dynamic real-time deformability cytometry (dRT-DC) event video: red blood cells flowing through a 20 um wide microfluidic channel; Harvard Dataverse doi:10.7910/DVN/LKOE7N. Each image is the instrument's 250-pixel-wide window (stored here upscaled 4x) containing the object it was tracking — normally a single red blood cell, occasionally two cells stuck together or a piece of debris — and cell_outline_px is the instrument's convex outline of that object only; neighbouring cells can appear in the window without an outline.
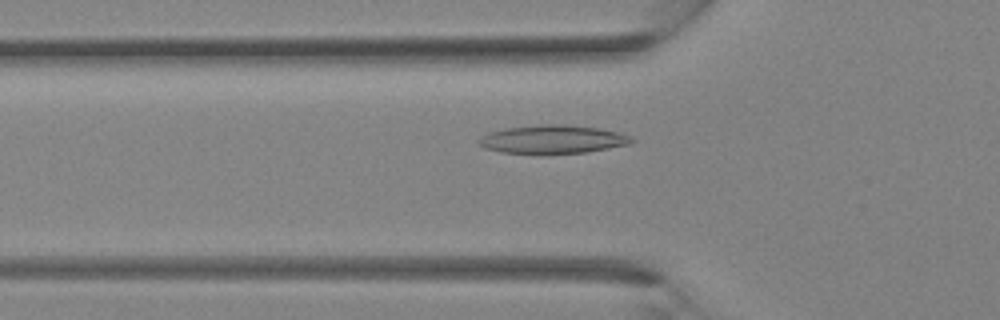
{"species": "Egyptian fruit bat (a non-hibernating species)", "species_latin": "Rousettus aegyptiacus", "temperature_condition": "room temperature", "stored_images_in_passage": 26, "camera_frame_rate_fps": 3000, "um_per_image_px": 0.085, "animal": {"sex": "female"}, "frame": {"image": 1, "passage_image": 3, "time_ms": 0.667, "image_size_px": [1000, 320], "cell_outline_px": [[636, 140], [632, 144], [588, 152], [544, 156], [536, 156], [500, 152], [484, 148], [476, 140], [480, 136], [488, 132], [508, 128], [540, 124], [564, 124], [596, 128], [616, 132], [632, 136]], "centroid_in_image_um": [46.95, 11.89], "position_along_channel_um": 78.8, "area_um2": 26.3}}
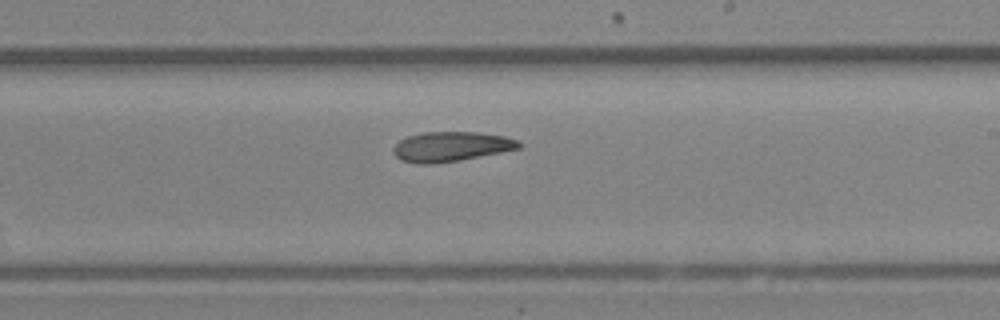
{"frame": {"image": 2, "passage_image": 12, "time_ms": 3.667, "image_size_px": [1000, 320], "cell_outline_px": [[520, 148], [460, 160], [432, 164], [420, 164], [400, 160], [392, 152], [392, 148], [400, 140], [408, 136], [420, 132], [480, 132], [504, 136], [516, 140], [520, 144]], "centroid_in_image_um": [38.28, 12.46], "position_along_channel_um": 250.7, "area_um2": 21.73}}
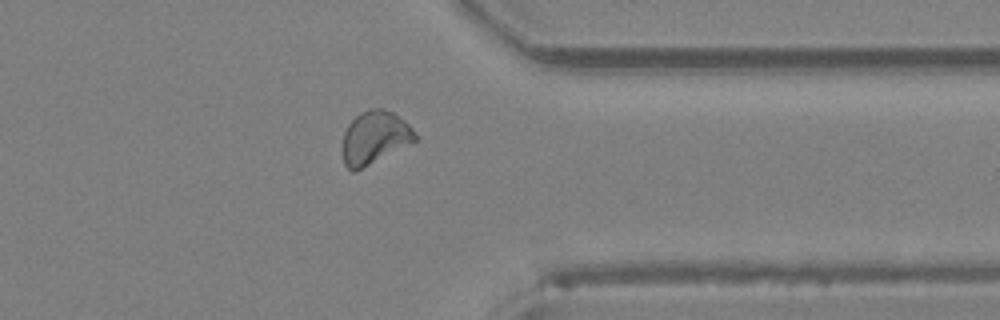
{"frame": {"image": 3, "passage_image": 19, "time_ms": 6.0, "image_size_px": [1000, 320], "cell_outline_px": [[416, 140], [356, 172], [352, 172], [344, 164], [344, 132], [348, 124], [360, 112], [372, 108], [384, 108], [392, 112], [404, 120], [412, 128], [416, 136]], "centroid_in_image_um": [31.83, 11.69], "position_along_channel_um": 379.6, "area_um2": 22.08}}